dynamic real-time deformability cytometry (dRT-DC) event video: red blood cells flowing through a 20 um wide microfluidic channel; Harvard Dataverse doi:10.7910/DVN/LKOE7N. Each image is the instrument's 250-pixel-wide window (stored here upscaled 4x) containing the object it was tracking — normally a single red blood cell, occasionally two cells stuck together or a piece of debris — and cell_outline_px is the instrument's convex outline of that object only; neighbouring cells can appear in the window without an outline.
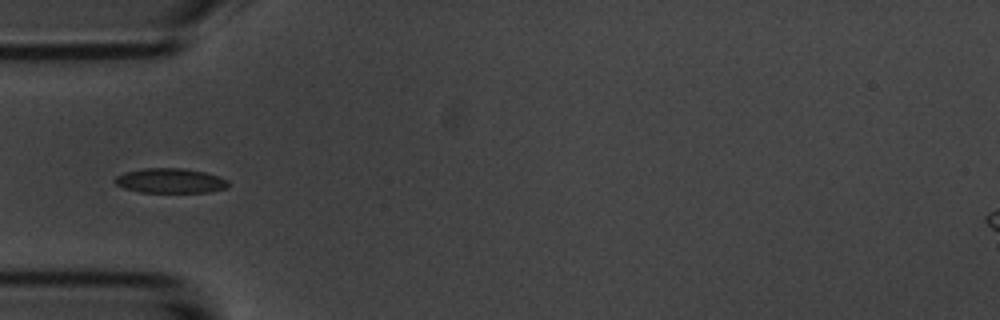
{"species": "common noctule bat (a hibernating species)", "species_latin": "Nyctalus noctula", "temperature_condition": "room temperature", "stored_images_in_passage": 10, "camera_frame_rate_fps": 3000, "um_per_image_px": 0.085, "animal": {"sex": "male", "body_mass_g": 20.1, "forearm_length_mm": 53.5}, "frame": {"image": 1, "passage_image": 4, "time_ms": 3.667, "image_size_px": [1000, 320], "cell_outline_px": [[228, 188], [208, 192], [140, 192], [124, 188], [116, 184], [112, 180], [116, 176], [124, 172], [144, 168], [184, 168], [204, 172], [228, 180]], "centroid_in_image_um": [14.44, 15.36], "position_along_channel_um": 70.6, "area_um2": 16.36}}
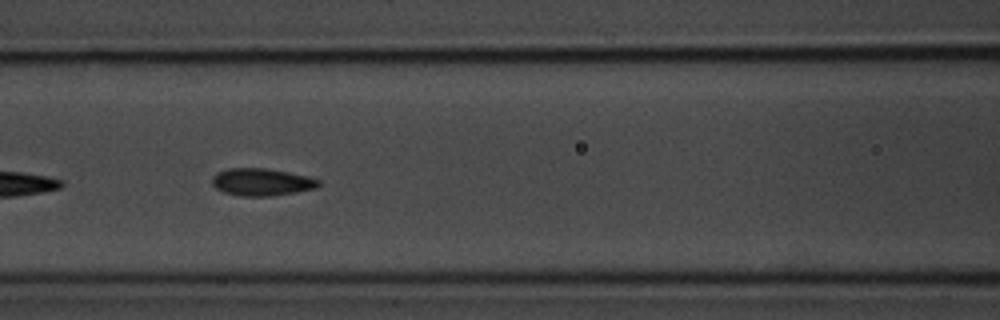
{"frame": {"image": 2, "passage_image": 6, "time_ms": 5.667, "image_size_px": [1000, 320], "cell_outline_px": [[320, 184], [316, 188], [296, 192], [272, 196], [240, 196], [224, 192], [216, 188], [212, 184], [212, 176], [216, 172], [228, 168], [268, 168], [308, 176], [320, 180]], "centroid_in_image_um": [22.23, 15.47], "position_along_channel_um": 144.4, "area_um2": 17.11}}
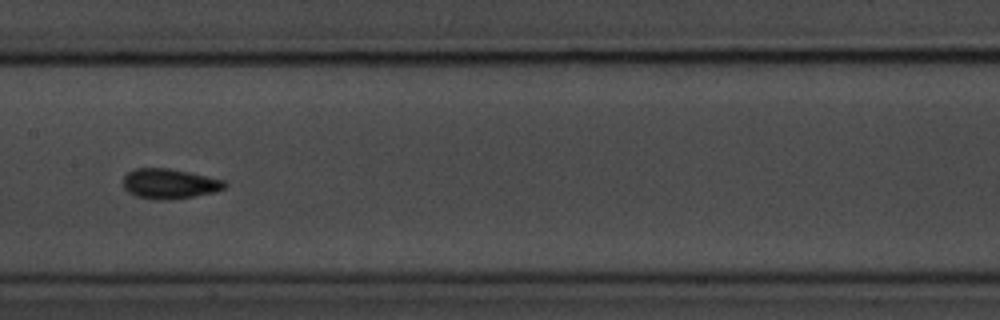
{"frame": {"image": 3, "passage_image": 7, "time_ms": 7.0, "image_size_px": [1000, 320], "cell_outline_px": [[228, 184], [224, 188], [212, 192], [172, 200], [156, 200], [136, 196], [128, 192], [124, 188], [124, 176], [128, 172], [136, 168], [168, 168], [188, 172], [224, 180]], "centroid_in_image_um": [14.38, 15.62], "position_along_channel_um": 193.0, "area_um2": 17.63}}